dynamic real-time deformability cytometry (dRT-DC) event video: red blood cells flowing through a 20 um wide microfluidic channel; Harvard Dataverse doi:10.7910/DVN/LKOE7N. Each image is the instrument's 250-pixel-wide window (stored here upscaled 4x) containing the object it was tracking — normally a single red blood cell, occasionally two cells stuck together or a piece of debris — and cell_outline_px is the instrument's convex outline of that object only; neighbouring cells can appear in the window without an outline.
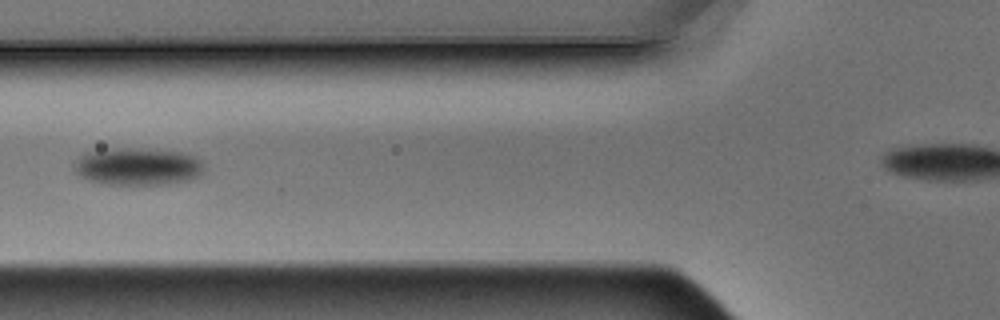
{"species": "Egyptian fruit bat (a non-hibernating species)", "species_latin": "Rousettus aegyptiacus", "temperature_condition": "warm", "stored_images_in_passage": 4, "segment_of_instrument_passage": [1, 2], "camera_frame_rate_fps": 3000, "um_per_image_px": 0.085, "animal": {"sex": "male"}, "frame": {"image": 1, "passage_image": 3, "time_ms": 0.667, "image_size_px": [1000, 320], "cell_outline_px": [[204, 172], [200, 176], [188, 180], [168, 184], [104, 184], [88, 180], [80, 176], [72, 168], [72, 164], [80, 156], [88, 152], [180, 152], [196, 156], [204, 160]], "centroid_in_image_um": [11.77, 14.24], "position_along_channel_um": 114.0, "area_um2": 26.99}}